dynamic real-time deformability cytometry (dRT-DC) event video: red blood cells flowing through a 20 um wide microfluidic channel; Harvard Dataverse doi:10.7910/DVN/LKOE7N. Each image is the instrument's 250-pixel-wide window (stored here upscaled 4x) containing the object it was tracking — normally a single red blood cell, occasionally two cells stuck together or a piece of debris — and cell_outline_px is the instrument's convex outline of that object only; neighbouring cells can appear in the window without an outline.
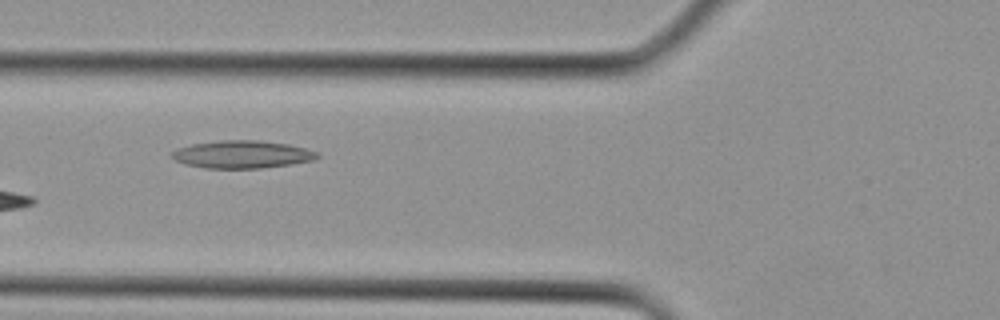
{"species": "Egyptian fruit bat (a non-hibernating species)", "species_latin": "Rousettus aegyptiacus", "temperature_condition": "cold", "stored_images_in_passage": 3, "camera_frame_rate_fps": 3000, "um_per_image_px": 0.085, "animal": {"sex": "female"}, "frame": {"image": 1, "passage_image": 3, "time_ms": 0.667, "image_size_px": [1000, 320], "cell_outline_px": [[320, 156], [312, 160], [292, 164], [260, 168], [204, 168], [184, 164], [176, 160], [172, 156], [172, 152], [176, 148], [192, 144], [220, 140], [260, 140], [288, 144], [320, 152]], "centroid_in_image_um": [20.59, 13.12], "position_along_channel_um": 105.2, "area_um2": 23.47}}